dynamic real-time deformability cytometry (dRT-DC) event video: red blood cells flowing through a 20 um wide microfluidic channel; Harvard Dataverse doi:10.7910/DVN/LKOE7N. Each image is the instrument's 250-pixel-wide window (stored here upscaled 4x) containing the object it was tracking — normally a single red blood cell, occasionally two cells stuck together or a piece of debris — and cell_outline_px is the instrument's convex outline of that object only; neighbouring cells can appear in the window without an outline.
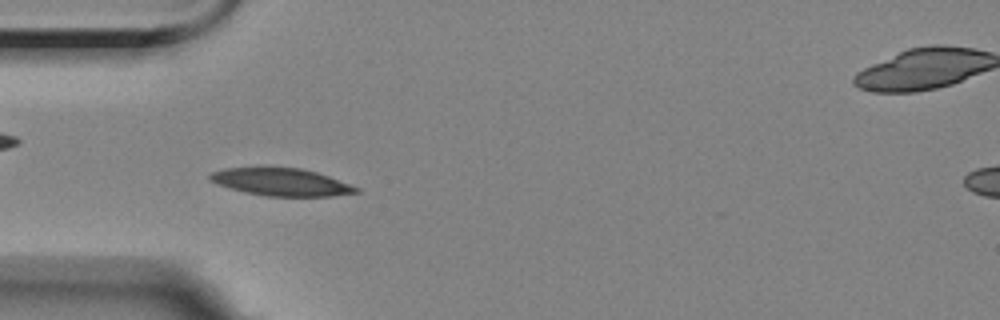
{"species": "Egyptian fruit bat (a non-hibernating species)", "species_latin": "Rousettus aegyptiacus", "temperature_condition": "room temperature", "stored_images_in_passage": 4, "camera_frame_rate_fps": 3000, "um_per_image_px": 0.085, "animal": {"sex": "female"}, "frame": {"image": 1, "passage_image": 3, "time_ms": 3.333, "image_size_px": [1000, 320], "cell_outline_px": [[360, 192], [332, 196], [268, 196], [244, 192], [216, 184], [208, 180], [208, 176], [212, 172], [224, 168], [260, 164], [300, 168], [316, 172], [328, 176], [360, 188]], "centroid_in_image_um": [23.81, 15.42], "position_along_channel_um": 61.2, "area_um2": 24.33}}
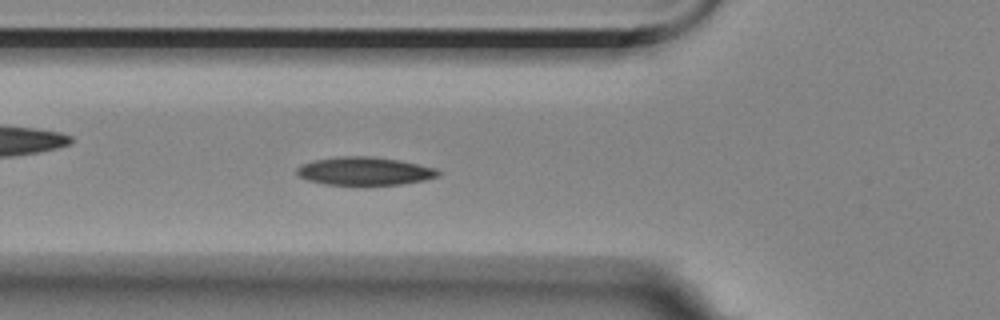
{"frame": {"image": 2, "passage_image": 4, "time_ms": 4.333, "image_size_px": [1000, 320], "cell_outline_px": [[440, 176], [424, 180], [400, 184], [324, 184], [308, 180], [300, 176], [296, 172], [296, 168], [300, 164], [312, 160], [336, 156], [372, 156], [400, 160], [436, 168], [440, 172]], "centroid_in_image_um": [30.97, 14.52], "position_along_channel_um": 94.8, "area_um2": 23.18}}